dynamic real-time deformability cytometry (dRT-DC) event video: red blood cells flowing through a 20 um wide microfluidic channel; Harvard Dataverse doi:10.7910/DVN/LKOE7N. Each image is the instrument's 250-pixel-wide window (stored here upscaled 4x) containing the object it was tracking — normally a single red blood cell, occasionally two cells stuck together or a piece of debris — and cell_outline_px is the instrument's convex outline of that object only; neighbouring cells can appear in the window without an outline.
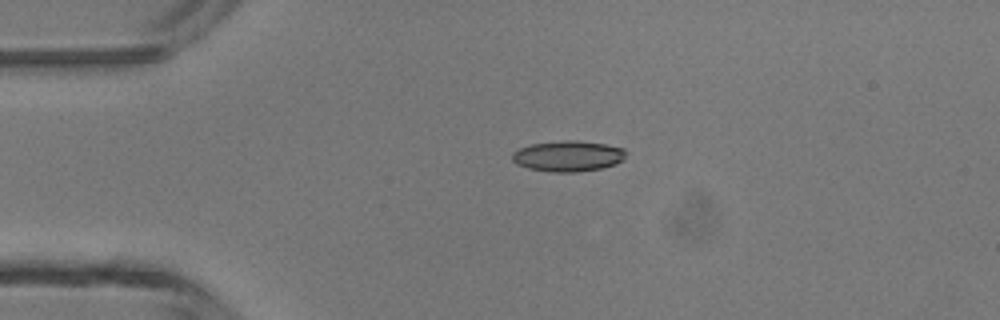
{"species": "common noctule bat (a hibernating species)", "species_latin": "Nyctalus noctula", "temperature_condition": "room temperature", "stored_images_in_passage": 3, "camera_frame_rate_fps": 3000, "um_per_image_px": 0.085, "animal": {"sex": "male", "body_mass_g": 13.3}, "frame": {"image": 1, "passage_image": 1, "time_ms": 0.0, "image_size_px": [1000, 320], "cell_outline_px": [[624, 160], [616, 164], [600, 168], [576, 172], [552, 172], [528, 168], [516, 164], [512, 160], [512, 152], [520, 148], [532, 144], [564, 140], [576, 140], [604, 144], [624, 148]], "centroid_in_image_um": [48.27, 13.27], "position_along_channel_um": 36.7, "area_um2": 20.29}}
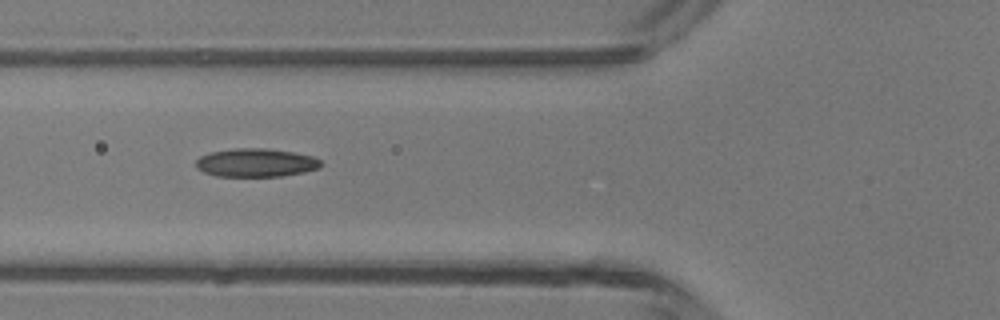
{"frame": {"image": 2, "passage_image": 3, "time_ms": 2.333, "image_size_px": [1000, 320], "cell_outline_px": [[320, 168], [304, 172], [280, 176], [216, 176], [204, 172], [196, 168], [196, 160], [200, 156], [208, 152], [232, 148], [268, 148], [292, 152], [312, 156], [320, 160]], "centroid_in_image_um": [21.71, 13.82], "position_along_channel_um": 104.1, "area_um2": 20.75}}